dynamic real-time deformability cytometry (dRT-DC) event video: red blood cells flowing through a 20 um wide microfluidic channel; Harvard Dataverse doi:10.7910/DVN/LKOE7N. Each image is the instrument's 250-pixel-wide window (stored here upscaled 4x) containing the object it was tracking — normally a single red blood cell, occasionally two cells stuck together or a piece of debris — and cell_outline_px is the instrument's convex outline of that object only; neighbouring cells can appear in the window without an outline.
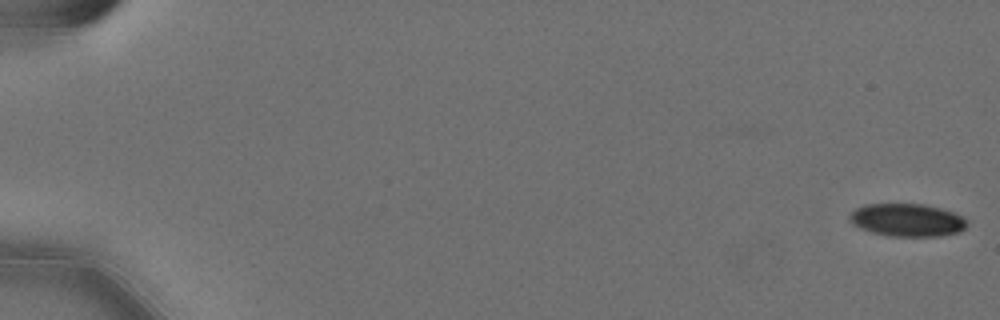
{"species": "Egyptian fruit bat (a non-hibernating species)", "species_latin": "Rousettus aegyptiacus", "temperature_condition": "cold", "stored_images_in_passage": 18, "camera_frame_rate_fps": 3000, "um_per_image_px": 0.085, "animal": {"sex": "female"}, "frame": {"image": 1, "passage_image": 1, "time_ms": 0.0, "image_size_px": [1000, 320], "cell_outline_px": [[968, 224], [960, 232], [940, 236], [888, 236], [872, 232], [860, 228], [852, 224], [848, 220], [848, 216], [856, 208], [864, 204], [924, 204], [940, 208], [952, 212], [968, 220]], "centroid_in_image_um": [77.09, 18.7], "position_along_channel_um": 7.9, "area_um2": 22.54}}
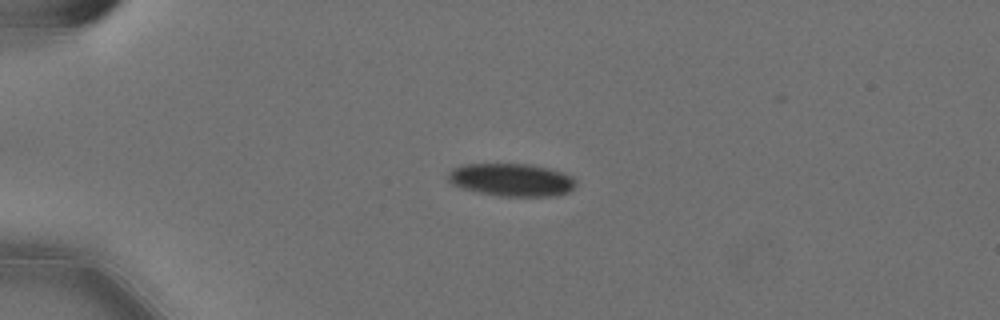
{"frame": {"image": 2, "passage_image": 15, "time_ms": 4.667, "image_size_px": [1000, 320], "cell_outline_px": [[576, 184], [568, 192], [556, 196], [500, 196], [460, 188], [452, 184], [448, 180], [448, 172], [452, 168], [464, 164], [532, 164], [548, 168], [572, 176], [576, 180]], "centroid_in_image_um": [43.47, 15.28], "position_along_channel_um": 41.5, "area_um2": 24.45}}